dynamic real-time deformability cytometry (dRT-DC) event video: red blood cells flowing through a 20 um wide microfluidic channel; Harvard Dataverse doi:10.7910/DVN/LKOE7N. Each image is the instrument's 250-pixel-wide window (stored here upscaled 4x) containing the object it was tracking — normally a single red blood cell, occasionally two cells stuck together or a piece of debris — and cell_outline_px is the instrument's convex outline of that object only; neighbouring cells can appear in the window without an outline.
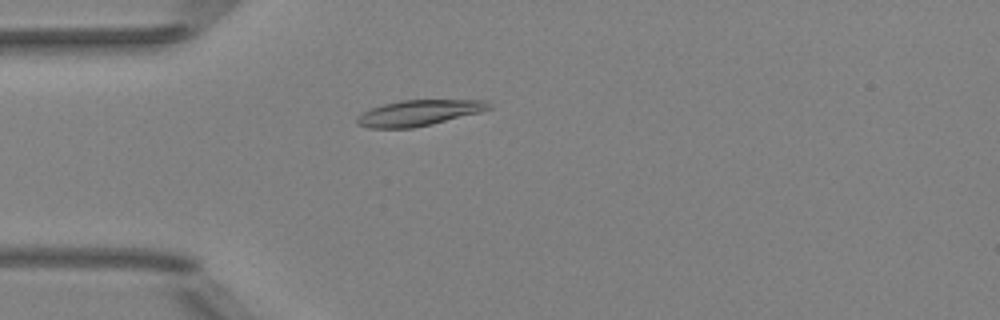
{"species": "Egyptian fruit bat (a non-hibernating species)", "species_latin": "Rousettus aegyptiacus", "temperature_condition": "room temperature", "stored_images_in_passage": 51, "camera_frame_rate_fps": 3000, "um_per_image_px": 0.085, "animal": {"sex": "female"}, "frame": {"image": 1, "passage_image": 14, "time_ms": 4.333, "image_size_px": [1000, 320], "cell_outline_px": [[492, 108], [480, 112], [432, 124], [412, 128], [368, 128], [356, 124], [356, 116], [360, 112], [384, 104], [400, 100], [488, 100], [492, 104]], "centroid_in_image_um": [35.58, 9.59], "position_along_channel_um": 49.4, "area_um2": 19.94}}
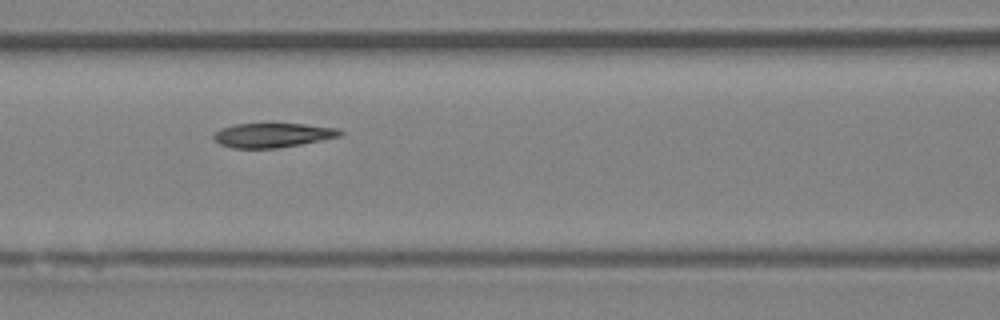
{"frame": {"image": 2, "passage_image": 22, "time_ms": 7.0, "image_size_px": [1000, 320], "cell_outline_px": [[344, 132], [340, 136], [280, 148], [232, 148], [220, 144], [212, 136], [220, 128], [236, 124], [304, 124], [340, 128]], "centroid_in_image_um": [23.19, 11.49], "position_along_channel_um": 143.4, "area_um2": 17.86}}
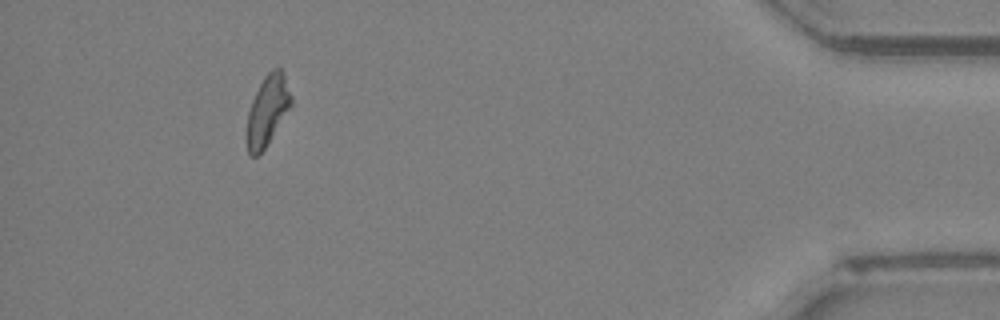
{"frame": {"image": 3, "passage_image": 47, "time_ms": 15.333, "image_size_px": [1000, 320], "cell_outline_px": [[292, 104], [264, 148], [256, 156], [248, 156], [244, 132], [248, 112], [252, 100], [264, 76], [272, 68], [280, 68], [284, 72], [292, 96]], "centroid_in_image_um": [22.7, 9.39], "position_along_channel_um": 412.5, "area_um2": 18.26}, "authors_computed_cell_mechanics": {"area_um2": 18.8428, "velocity_mm_per_s": 3.9873, "shape_relaxation_time_tau1_ms": null, "shape_relaxation_time_tau2_ms": 2.7142, "deformation_change_tau1": null, "deformation_change_tau2": 0.1016}}